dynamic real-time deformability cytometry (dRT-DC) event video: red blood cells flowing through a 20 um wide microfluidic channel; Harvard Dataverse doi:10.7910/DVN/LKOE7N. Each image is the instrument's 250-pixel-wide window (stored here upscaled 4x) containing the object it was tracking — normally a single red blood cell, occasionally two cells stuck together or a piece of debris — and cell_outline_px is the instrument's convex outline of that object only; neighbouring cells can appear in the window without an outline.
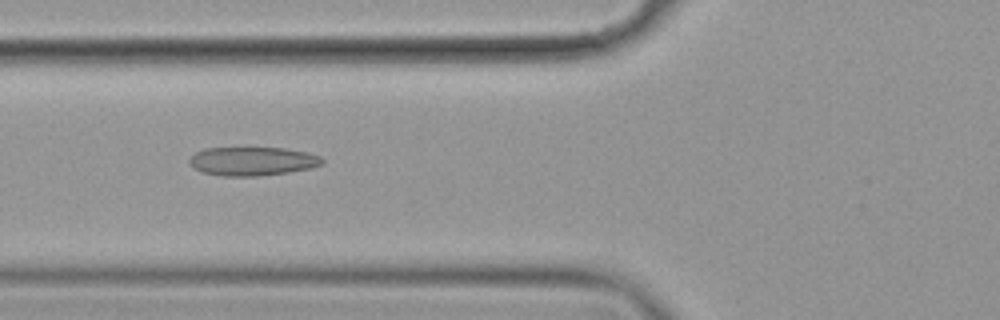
{"species": "common noctule bat (a hibernating species)", "species_latin": "Nyctalus noctula", "temperature_condition": "cold", "stored_images_in_passage": 43, "camera_frame_rate_fps": 3000, "um_per_image_px": 0.085, "animal": {"sex": "female", "body_mass_g": 19.9}, "frame": {"image": 1, "passage_image": 8, "time_ms": 2.333, "image_size_px": [1000, 320], "cell_outline_px": [[324, 164], [312, 168], [288, 172], [256, 176], [224, 176], [204, 172], [188, 164], [188, 160], [196, 152], [204, 148], [284, 148], [308, 152], [320, 156], [324, 160]], "centroid_in_image_um": [21.49, 13.7], "position_along_channel_um": 104.3, "area_um2": 22.2}}
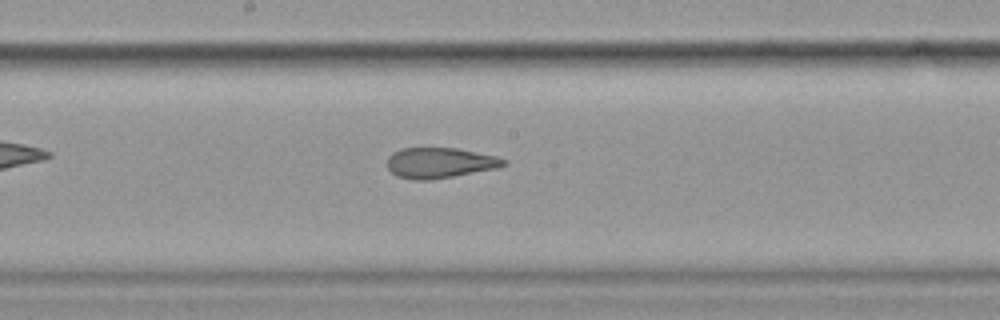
{"frame": {"image": 2, "passage_image": 17, "time_ms": 5.333, "image_size_px": [1000, 320], "cell_outline_px": [[508, 164], [496, 168], [452, 176], [428, 180], [412, 180], [396, 176], [388, 168], [388, 156], [392, 152], [400, 148], [456, 148], [496, 156], [508, 160]], "centroid_in_image_um": [37.36, 13.83], "position_along_channel_um": 210.8, "area_um2": 20.63}}
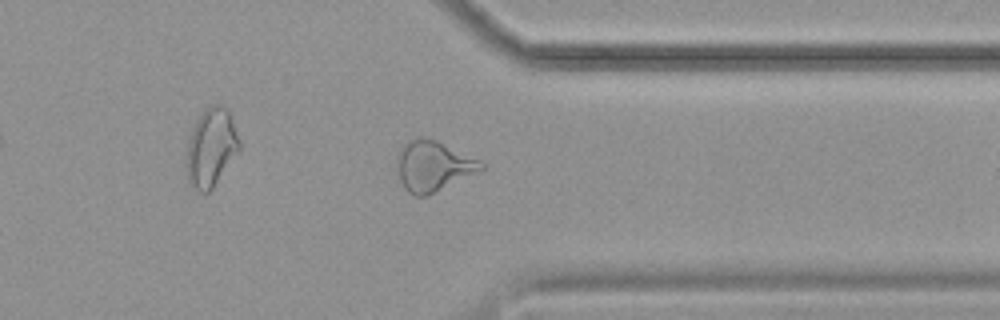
{"frame": {"image": 3, "passage_image": 31, "time_ms": 10.0, "image_size_px": [1000, 320], "cell_outline_px": [[484, 168], [476, 172], [424, 196], [412, 196], [404, 188], [400, 180], [396, 156], [400, 148], [404, 144], [412, 140], [436, 140], [480, 160], [484, 164]], "centroid_in_image_um": [36.79, 14.13], "position_along_channel_um": 374.6, "area_um2": 23.76}, "authors_computed_cell_mechanics": {"area_um2": 22.1952, "velocity_mm_per_s": 3.5537, "shape_relaxation_time_tau1_ms": null, "shape_relaxation_time_tau2_ms": 2.3874, "deformation_change_tau1": null, "deformation_change_tau2": 0.1027}}